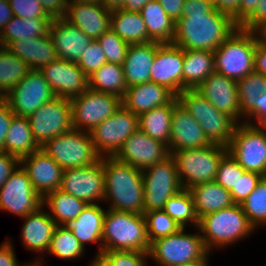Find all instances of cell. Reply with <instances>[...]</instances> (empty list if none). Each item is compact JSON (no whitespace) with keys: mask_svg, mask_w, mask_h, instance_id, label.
Returning <instances> with one entry per match:
<instances>
[{"mask_svg":"<svg viewBox=\"0 0 266 266\" xmlns=\"http://www.w3.org/2000/svg\"><path fill=\"white\" fill-rule=\"evenodd\" d=\"M239 26L208 0H184L182 16L175 22L173 44L183 50L214 52Z\"/></svg>","mask_w":266,"mask_h":266,"instance_id":"cell-1","label":"cell"},{"mask_svg":"<svg viewBox=\"0 0 266 266\" xmlns=\"http://www.w3.org/2000/svg\"><path fill=\"white\" fill-rule=\"evenodd\" d=\"M105 203L108 209L143 214L144 183L142 170L117 160L103 157Z\"/></svg>","mask_w":266,"mask_h":266,"instance_id":"cell-2","label":"cell"},{"mask_svg":"<svg viewBox=\"0 0 266 266\" xmlns=\"http://www.w3.org/2000/svg\"><path fill=\"white\" fill-rule=\"evenodd\" d=\"M198 229L209 253L250 238L256 231L241 204L206 214L199 219Z\"/></svg>","mask_w":266,"mask_h":266,"instance_id":"cell-3","label":"cell"},{"mask_svg":"<svg viewBox=\"0 0 266 266\" xmlns=\"http://www.w3.org/2000/svg\"><path fill=\"white\" fill-rule=\"evenodd\" d=\"M103 251L149 252L144 214L106 209L102 233Z\"/></svg>","mask_w":266,"mask_h":266,"instance_id":"cell-4","label":"cell"},{"mask_svg":"<svg viewBox=\"0 0 266 266\" xmlns=\"http://www.w3.org/2000/svg\"><path fill=\"white\" fill-rule=\"evenodd\" d=\"M180 228L176 233L158 238L150 243L149 259L156 266H182L203 261L210 253L205 248L200 230L185 232Z\"/></svg>","mask_w":266,"mask_h":266,"instance_id":"cell-5","label":"cell"},{"mask_svg":"<svg viewBox=\"0 0 266 266\" xmlns=\"http://www.w3.org/2000/svg\"><path fill=\"white\" fill-rule=\"evenodd\" d=\"M228 148L219 144H210L202 148L182 149L170 152L184 189L195 185L215 181L217 170Z\"/></svg>","mask_w":266,"mask_h":266,"instance_id":"cell-6","label":"cell"},{"mask_svg":"<svg viewBox=\"0 0 266 266\" xmlns=\"http://www.w3.org/2000/svg\"><path fill=\"white\" fill-rule=\"evenodd\" d=\"M257 33L240 27L214 51L215 72L239 81L254 71Z\"/></svg>","mask_w":266,"mask_h":266,"instance_id":"cell-7","label":"cell"},{"mask_svg":"<svg viewBox=\"0 0 266 266\" xmlns=\"http://www.w3.org/2000/svg\"><path fill=\"white\" fill-rule=\"evenodd\" d=\"M177 98L199 123L212 144L229 146L238 124L232 117L219 111L196 89H185Z\"/></svg>","mask_w":266,"mask_h":266,"instance_id":"cell-8","label":"cell"},{"mask_svg":"<svg viewBox=\"0 0 266 266\" xmlns=\"http://www.w3.org/2000/svg\"><path fill=\"white\" fill-rule=\"evenodd\" d=\"M41 149L63 170L86 167L101 158L95 150L90 132L74 128L48 140Z\"/></svg>","mask_w":266,"mask_h":266,"instance_id":"cell-9","label":"cell"},{"mask_svg":"<svg viewBox=\"0 0 266 266\" xmlns=\"http://www.w3.org/2000/svg\"><path fill=\"white\" fill-rule=\"evenodd\" d=\"M228 153L245 171L266 177V129L246 122L237 124Z\"/></svg>","mask_w":266,"mask_h":266,"instance_id":"cell-10","label":"cell"},{"mask_svg":"<svg viewBox=\"0 0 266 266\" xmlns=\"http://www.w3.org/2000/svg\"><path fill=\"white\" fill-rule=\"evenodd\" d=\"M145 212L163 210L166 201L183 189L174 159L167 157L142 171Z\"/></svg>","mask_w":266,"mask_h":266,"instance_id":"cell-11","label":"cell"},{"mask_svg":"<svg viewBox=\"0 0 266 266\" xmlns=\"http://www.w3.org/2000/svg\"><path fill=\"white\" fill-rule=\"evenodd\" d=\"M139 129V116L122 104L113 115L90 131L96 152L101 156H114L122 144Z\"/></svg>","mask_w":266,"mask_h":266,"instance_id":"cell-12","label":"cell"},{"mask_svg":"<svg viewBox=\"0 0 266 266\" xmlns=\"http://www.w3.org/2000/svg\"><path fill=\"white\" fill-rule=\"evenodd\" d=\"M74 129L90 132L121 106V98L88 88L70 99Z\"/></svg>","mask_w":266,"mask_h":266,"instance_id":"cell-13","label":"cell"},{"mask_svg":"<svg viewBox=\"0 0 266 266\" xmlns=\"http://www.w3.org/2000/svg\"><path fill=\"white\" fill-rule=\"evenodd\" d=\"M37 143L42 147L48 140L73 129L70 99L55 97L27 117Z\"/></svg>","mask_w":266,"mask_h":266,"instance_id":"cell-14","label":"cell"},{"mask_svg":"<svg viewBox=\"0 0 266 266\" xmlns=\"http://www.w3.org/2000/svg\"><path fill=\"white\" fill-rule=\"evenodd\" d=\"M61 191L83 200L86 204H99L105 197L103 157L86 167L63 170Z\"/></svg>","mask_w":266,"mask_h":266,"instance_id":"cell-15","label":"cell"},{"mask_svg":"<svg viewBox=\"0 0 266 266\" xmlns=\"http://www.w3.org/2000/svg\"><path fill=\"white\" fill-rule=\"evenodd\" d=\"M42 204L43 198L34 190L27 172L19 165L0 189V211L22 218L37 211Z\"/></svg>","mask_w":266,"mask_h":266,"instance_id":"cell-16","label":"cell"},{"mask_svg":"<svg viewBox=\"0 0 266 266\" xmlns=\"http://www.w3.org/2000/svg\"><path fill=\"white\" fill-rule=\"evenodd\" d=\"M56 97L40 70L31 69L3 98L17 116L28 117Z\"/></svg>","mask_w":266,"mask_h":266,"instance_id":"cell-17","label":"cell"},{"mask_svg":"<svg viewBox=\"0 0 266 266\" xmlns=\"http://www.w3.org/2000/svg\"><path fill=\"white\" fill-rule=\"evenodd\" d=\"M169 156L170 152L166 144L151 138L140 129L127 138L114 155L117 160L142 171L164 161Z\"/></svg>","mask_w":266,"mask_h":266,"instance_id":"cell-18","label":"cell"},{"mask_svg":"<svg viewBox=\"0 0 266 266\" xmlns=\"http://www.w3.org/2000/svg\"><path fill=\"white\" fill-rule=\"evenodd\" d=\"M40 71L56 97L72 99L89 88L88 76L75 62L57 58Z\"/></svg>","mask_w":266,"mask_h":266,"instance_id":"cell-19","label":"cell"},{"mask_svg":"<svg viewBox=\"0 0 266 266\" xmlns=\"http://www.w3.org/2000/svg\"><path fill=\"white\" fill-rule=\"evenodd\" d=\"M21 219L24 220L20 236L23 246L30 252L38 253V257L33 262L31 261V265L45 266L44 259L42 258L49 250L57 224L51 218L48 211L44 209V206Z\"/></svg>","mask_w":266,"mask_h":266,"instance_id":"cell-20","label":"cell"},{"mask_svg":"<svg viewBox=\"0 0 266 266\" xmlns=\"http://www.w3.org/2000/svg\"><path fill=\"white\" fill-rule=\"evenodd\" d=\"M184 50L173 43H162L156 50L150 81L163 85L176 96L183 91Z\"/></svg>","mask_w":266,"mask_h":266,"instance_id":"cell-21","label":"cell"},{"mask_svg":"<svg viewBox=\"0 0 266 266\" xmlns=\"http://www.w3.org/2000/svg\"><path fill=\"white\" fill-rule=\"evenodd\" d=\"M210 144L212 143L207 139L204 130L176 96L171 118L169 152L202 148Z\"/></svg>","mask_w":266,"mask_h":266,"instance_id":"cell-22","label":"cell"},{"mask_svg":"<svg viewBox=\"0 0 266 266\" xmlns=\"http://www.w3.org/2000/svg\"><path fill=\"white\" fill-rule=\"evenodd\" d=\"M20 165L42 198L60 188L63 169L42 149L21 158Z\"/></svg>","mask_w":266,"mask_h":266,"instance_id":"cell-23","label":"cell"},{"mask_svg":"<svg viewBox=\"0 0 266 266\" xmlns=\"http://www.w3.org/2000/svg\"><path fill=\"white\" fill-rule=\"evenodd\" d=\"M196 90L219 111L241 123L237 81L213 72Z\"/></svg>","mask_w":266,"mask_h":266,"instance_id":"cell-24","label":"cell"},{"mask_svg":"<svg viewBox=\"0 0 266 266\" xmlns=\"http://www.w3.org/2000/svg\"><path fill=\"white\" fill-rule=\"evenodd\" d=\"M63 18L92 40H97L111 28V12L102 4L68 1Z\"/></svg>","mask_w":266,"mask_h":266,"instance_id":"cell-25","label":"cell"},{"mask_svg":"<svg viewBox=\"0 0 266 266\" xmlns=\"http://www.w3.org/2000/svg\"><path fill=\"white\" fill-rule=\"evenodd\" d=\"M49 35L58 58L77 63L92 39L63 17L54 18Z\"/></svg>","mask_w":266,"mask_h":266,"instance_id":"cell-26","label":"cell"},{"mask_svg":"<svg viewBox=\"0 0 266 266\" xmlns=\"http://www.w3.org/2000/svg\"><path fill=\"white\" fill-rule=\"evenodd\" d=\"M175 97L176 95L167 87L149 81L127 87L121 103L139 116L153 108L169 104Z\"/></svg>","mask_w":266,"mask_h":266,"instance_id":"cell-27","label":"cell"},{"mask_svg":"<svg viewBox=\"0 0 266 266\" xmlns=\"http://www.w3.org/2000/svg\"><path fill=\"white\" fill-rule=\"evenodd\" d=\"M106 209L99 204H87L76 219L66 221L62 226L73 232L86 249V244H98V253L103 252L102 233Z\"/></svg>","mask_w":266,"mask_h":266,"instance_id":"cell-28","label":"cell"},{"mask_svg":"<svg viewBox=\"0 0 266 266\" xmlns=\"http://www.w3.org/2000/svg\"><path fill=\"white\" fill-rule=\"evenodd\" d=\"M161 44L156 41L145 44H129L122 64L127 87L150 81L151 66L156 50Z\"/></svg>","mask_w":266,"mask_h":266,"instance_id":"cell-29","label":"cell"},{"mask_svg":"<svg viewBox=\"0 0 266 266\" xmlns=\"http://www.w3.org/2000/svg\"><path fill=\"white\" fill-rule=\"evenodd\" d=\"M6 48L27 63L30 69L41 70L58 58L50 35L11 42Z\"/></svg>","mask_w":266,"mask_h":266,"instance_id":"cell-30","label":"cell"},{"mask_svg":"<svg viewBox=\"0 0 266 266\" xmlns=\"http://www.w3.org/2000/svg\"><path fill=\"white\" fill-rule=\"evenodd\" d=\"M192 194L195 213L200 219L206 214L228 208L236 204L230 191L216 181L198 184L189 189Z\"/></svg>","mask_w":266,"mask_h":266,"instance_id":"cell-31","label":"cell"},{"mask_svg":"<svg viewBox=\"0 0 266 266\" xmlns=\"http://www.w3.org/2000/svg\"><path fill=\"white\" fill-rule=\"evenodd\" d=\"M53 17L20 18L14 16L0 32V46L7 47L11 42L49 34Z\"/></svg>","mask_w":266,"mask_h":266,"instance_id":"cell-32","label":"cell"},{"mask_svg":"<svg viewBox=\"0 0 266 266\" xmlns=\"http://www.w3.org/2000/svg\"><path fill=\"white\" fill-rule=\"evenodd\" d=\"M215 72L214 52L184 50L183 90L196 89Z\"/></svg>","mask_w":266,"mask_h":266,"instance_id":"cell-33","label":"cell"},{"mask_svg":"<svg viewBox=\"0 0 266 266\" xmlns=\"http://www.w3.org/2000/svg\"><path fill=\"white\" fill-rule=\"evenodd\" d=\"M111 29L128 44L152 42L140 12L123 9L112 11Z\"/></svg>","mask_w":266,"mask_h":266,"instance_id":"cell-34","label":"cell"},{"mask_svg":"<svg viewBox=\"0 0 266 266\" xmlns=\"http://www.w3.org/2000/svg\"><path fill=\"white\" fill-rule=\"evenodd\" d=\"M147 27L148 36L159 43H173L175 21L163 10L157 0L146 3L140 11Z\"/></svg>","mask_w":266,"mask_h":266,"instance_id":"cell-35","label":"cell"},{"mask_svg":"<svg viewBox=\"0 0 266 266\" xmlns=\"http://www.w3.org/2000/svg\"><path fill=\"white\" fill-rule=\"evenodd\" d=\"M39 149L28 118L14 115L5 138V152L21 159Z\"/></svg>","mask_w":266,"mask_h":266,"instance_id":"cell-36","label":"cell"},{"mask_svg":"<svg viewBox=\"0 0 266 266\" xmlns=\"http://www.w3.org/2000/svg\"><path fill=\"white\" fill-rule=\"evenodd\" d=\"M174 110V99L139 115V129L167 146L170 143L171 118Z\"/></svg>","mask_w":266,"mask_h":266,"instance_id":"cell-37","label":"cell"},{"mask_svg":"<svg viewBox=\"0 0 266 266\" xmlns=\"http://www.w3.org/2000/svg\"><path fill=\"white\" fill-rule=\"evenodd\" d=\"M237 89L243 123L257 112V100L261 93H266V76L253 71L237 81Z\"/></svg>","mask_w":266,"mask_h":266,"instance_id":"cell-38","label":"cell"},{"mask_svg":"<svg viewBox=\"0 0 266 266\" xmlns=\"http://www.w3.org/2000/svg\"><path fill=\"white\" fill-rule=\"evenodd\" d=\"M88 78L90 89L113 94L121 99L127 89L123 66L118 63L106 62Z\"/></svg>","mask_w":266,"mask_h":266,"instance_id":"cell-39","label":"cell"},{"mask_svg":"<svg viewBox=\"0 0 266 266\" xmlns=\"http://www.w3.org/2000/svg\"><path fill=\"white\" fill-rule=\"evenodd\" d=\"M87 204L75 196L60 189L49 193L43 198L42 206L48 208V213L57 225L76 219Z\"/></svg>","mask_w":266,"mask_h":266,"instance_id":"cell-40","label":"cell"},{"mask_svg":"<svg viewBox=\"0 0 266 266\" xmlns=\"http://www.w3.org/2000/svg\"><path fill=\"white\" fill-rule=\"evenodd\" d=\"M30 70L21 58L0 46V97L6 96Z\"/></svg>","mask_w":266,"mask_h":266,"instance_id":"cell-41","label":"cell"},{"mask_svg":"<svg viewBox=\"0 0 266 266\" xmlns=\"http://www.w3.org/2000/svg\"><path fill=\"white\" fill-rule=\"evenodd\" d=\"M182 228L186 226L198 227L199 219L195 213L194 201L188 189H182L171 196L165 203L163 209Z\"/></svg>","mask_w":266,"mask_h":266,"instance_id":"cell-42","label":"cell"},{"mask_svg":"<svg viewBox=\"0 0 266 266\" xmlns=\"http://www.w3.org/2000/svg\"><path fill=\"white\" fill-rule=\"evenodd\" d=\"M86 249L74 236L73 232L62 225H57L54 230L51 244L47 254L53 255L61 260L80 259Z\"/></svg>","mask_w":266,"mask_h":266,"instance_id":"cell-43","label":"cell"},{"mask_svg":"<svg viewBox=\"0 0 266 266\" xmlns=\"http://www.w3.org/2000/svg\"><path fill=\"white\" fill-rule=\"evenodd\" d=\"M250 224L258 229L266 225V177L257 184L254 191L241 204Z\"/></svg>","mask_w":266,"mask_h":266,"instance_id":"cell-44","label":"cell"},{"mask_svg":"<svg viewBox=\"0 0 266 266\" xmlns=\"http://www.w3.org/2000/svg\"><path fill=\"white\" fill-rule=\"evenodd\" d=\"M144 217L150 243L158 238L174 234L182 228L164 210L145 212Z\"/></svg>","mask_w":266,"mask_h":266,"instance_id":"cell-45","label":"cell"},{"mask_svg":"<svg viewBox=\"0 0 266 266\" xmlns=\"http://www.w3.org/2000/svg\"><path fill=\"white\" fill-rule=\"evenodd\" d=\"M105 52L107 62L123 64L129 44L122 40L111 28L97 39Z\"/></svg>","mask_w":266,"mask_h":266,"instance_id":"cell-46","label":"cell"},{"mask_svg":"<svg viewBox=\"0 0 266 266\" xmlns=\"http://www.w3.org/2000/svg\"><path fill=\"white\" fill-rule=\"evenodd\" d=\"M245 170L238 164V162L227 153L220 161L215 181L223 188L231 191L242 176Z\"/></svg>","mask_w":266,"mask_h":266,"instance_id":"cell-47","label":"cell"},{"mask_svg":"<svg viewBox=\"0 0 266 266\" xmlns=\"http://www.w3.org/2000/svg\"><path fill=\"white\" fill-rule=\"evenodd\" d=\"M106 62L105 52L101 45L97 40H92L76 64L89 77Z\"/></svg>","mask_w":266,"mask_h":266,"instance_id":"cell-48","label":"cell"},{"mask_svg":"<svg viewBox=\"0 0 266 266\" xmlns=\"http://www.w3.org/2000/svg\"><path fill=\"white\" fill-rule=\"evenodd\" d=\"M263 177L257 172L245 171L242 176H239L236 187L230 191L233 201L236 204H242Z\"/></svg>","mask_w":266,"mask_h":266,"instance_id":"cell-49","label":"cell"},{"mask_svg":"<svg viewBox=\"0 0 266 266\" xmlns=\"http://www.w3.org/2000/svg\"><path fill=\"white\" fill-rule=\"evenodd\" d=\"M103 253L111 260L113 266H148V252L119 250Z\"/></svg>","mask_w":266,"mask_h":266,"instance_id":"cell-50","label":"cell"},{"mask_svg":"<svg viewBox=\"0 0 266 266\" xmlns=\"http://www.w3.org/2000/svg\"><path fill=\"white\" fill-rule=\"evenodd\" d=\"M13 16L20 18L52 17L37 0H8Z\"/></svg>","mask_w":266,"mask_h":266,"instance_id":"cell-51","label":"cell"},{"mask_svg":"<svg viewBox=\"0 0 266 266\" xmlns=\"http://www.w3.org/2000/svg\"><path fill=\"white\" fill-rule=\"evenodd\" d=\"M266 27V0H260L254 13L240 26L241 29L259 33Z\"/></svg>","mask_w":266,"mask_h":266,"instance_id":"cell-52","label":"cell"},{"mask_svg":"<svg viewBox=\"0 0 266 266\" xmlns=\"http://www.w3.org/2000/svg\"><path fill=\"white\" fill-rule=\"evenodd\" d=\"M14 115L8 102L0 97V152H5V138Z\"/></svg>","mask_w":266,"mask_h":266,"instance_id":"cell-53","label":"cell"},{"mask_svg":"<svg viewBox=\"0 0 266 266\" xmlns=\"http://www.w3.org/2000/svg\"><path fill=\"white\" fill-rule=\"evenodd\" d=\"M20 165V159L7 152H0V189Z\"/></svg>","mask_w":266,"mask_h":266,"instance_id":"cell-54","label":"cell"},{"mask_svg":"<svg viewBox=\"0 0 266 266\" xmlns=\"http://www.w3.org/2000/svg\"><path fill=\"white\" fill-rule=\"evenodd\" d=\"M11 241L12 240L7 237L0 245V266H32L29 261L26 264H21L19 260H17Z\"/></svg>","mask_w":266,"mask_h":266,"instance_id":"cell-55","label":"cell"},{"mask_svg":"<svg viewBox=\"0 0 266 266\" xmlns=\"http://www.w3.org/2000/svg\"><path fill=\"white\" fill-rule=\"evenodd\" d=\"M260 0H240L238 12L232 17L240 27L255 11Z\"/></svg>","mask_w":266,"mask_h":266,"instance_id":"cell-56","label":"cell"},{"mask_svg":"<svg viewBox=\"0 0 266 266\" xmlns=\"http://www.w3.org/2000/svg\"><path fill=\"white\" fill-rule=\"evenodd\" d=\"M46 12L53 18H61L66 15L68 0H37Z\"/></svg>","mask_w":266,"mask_h":266,"instance_id":"cell-57","label":"cell"},{"mask_svg":"<svg viewBox=\"0 0 266 266\" xmlns=\"http://www.w3.org/2000/svg\"><path fill=\"white\" fill-rule=\"evenodd\" d=\"M254 71L266 76V43L257 33V44L254 52Z\"/></svg>","mask_w":266,"mask_h":266,"instance_id":"cell-58","label":"cell"},{"mask_svg":"<svg viewBox=\"0 0 266 266\" xmlns=\"http://www.w3.org/2000/svg\"><path fill=\"white\" fill-rule=\"evenodd\" d=\"M246 123L266 128V93H261L257 100V112Z\"/></svg>","mask_w":266,"mask_h":266,"instance_id":"cell-59","label":"cell"},{"mask_svg":"<svg viewBox=\"0 0 266 266\" xmlns=\"http://www.w3.org/2000/svg\"><path fill=\"white\" fill-rule=\"evenodd\" d=\"M167 15L175 22L182 16L184 0H157Z\"/></svg>","mask_w":266,"mask_h":266,"instance_id":"cell-60","label":"cell"},{"mask_svg":"<svg viewBox=\"0 0 266 266\" xmlns=\"http://www.w3.org/2000/svg\"><path fill=\"white\" fill-rule=\"evenodd\" d=\"M240 0H216L214 7L223 13L233 17L239 9Z\"/></svg>","mask_w":266,"mask_h":266,"instance_id":"cell-61","label":"cell"},{"mask_svg":"<svg viewBox=\"0 0 266 266\" xmlns=\"http://www.w3.org/2000/svg\"><path fill=\"white\" fill-rule=\"evenodd\" d=\"M13 17L9 1L0 0V32Z\"/></svg>","mask_w":266,"mask_h":266,"instance_id":"cell-62","label":"cell"},{"mask_svg":"<svg viewBox=\"0 0 266 266\" xmlns=\"http://www.w3.org/2000/svg\"><path fill=\"white\" fill-rule=\"evenodd\" d=\"M152 0H125L123 4V10L140 12L143 6Z\"/></svg>","mask_w":266,"mask_h":266,"instance_id":"cell-63","label":"cell"},{"mask_svg":"<svg viewBox=\"0 0 266 266\" xmlns=\"http://www.w3.org/2000/svg\"><path fill=\"white\" fill-rule=\"evenodd\" d=\"M95 255L94 258H91L88 266H113L111 260L103 252H97Z\"/></svg>","mask_w":266,"mask_h":266,"instance_id":"cell-64","label":"cell"},{"mask_svg":"<svg viewBox=\"0 0 266 266\" xmlns=\"http://www.w3.org/2000/svg\"><path fill=\"white\" fill-rule=\"evenodd\" d=\"M125 0H102V5L110 12L121 10Z\"/></svg>","mask_w":266,"mask_h":266,"instance_id":"cell-65","label":"cell"},{"mask_svg":"<svg viewBox=\"0 0 266 266\" xmlns=\"http://www.w3.org/2000/svg\"><path fill=\"white\" fill-rule=\"evenodd\" d=\"M209 257H210V255H208L203 261H198L196 263H192V264H188V265H182V266H211V265H208L209 264L208 262L210 261V260H208Z\"/></svg>","mask_w":266,"mask_h":266,"instance_id":"cell-66","label":"cell"},{"mask_svg":"<svg viewBox=\"0 0 266 266\" xmlns=\"http://www.w3.org/2000/svg\"><path fill=\"white\" fill-rule=\"evenodd\" d=\"M68 1H78V2H85L91 4H102V0H68Z\"/></svg>","mask_w":266,"mask_h":266,"instance_id":"cell-67","label":"cell"},{"mask_svg":"<svg viewBox=\"0 0 266 266\" xmlns=\"http://www.w3.org/2000/svg\"><path fill=\"white\" fill-rule=\"evenodd\" d=\"M260 39L266 43V27L259 32Z\"/></svg>","mask_w":266,"mask_h":266,"instance_id":"cell-68","label":"cell"},{"mask_svg":"<svg viewBox=\"0 0 266 266\" xmlns=\"http://www.w3.org/2000/svg\"><path fill=\"white\" fill-rule=\"evenodd\" d=\"M208 1H211L213 4H215L216 0H208Z\"/></svg>","mask_w":266,"mask_h":266,"instance_id":"cell-69","label":"cell"}]
</instances>
